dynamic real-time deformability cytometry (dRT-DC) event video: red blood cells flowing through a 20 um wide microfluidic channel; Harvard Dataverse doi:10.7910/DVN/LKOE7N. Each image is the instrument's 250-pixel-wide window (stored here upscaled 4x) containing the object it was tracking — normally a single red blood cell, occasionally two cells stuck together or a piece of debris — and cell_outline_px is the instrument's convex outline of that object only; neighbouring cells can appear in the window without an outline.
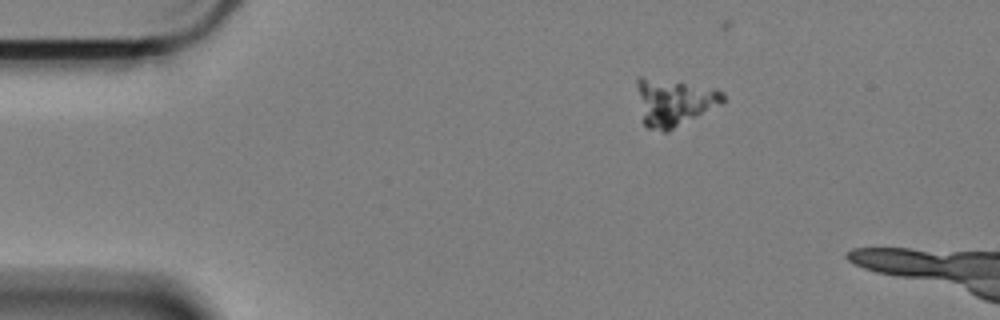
{"species": "Egyptian fruit bat (a non-hibernating species)", "species_latin": "Rousettus aegyptiacus", "temperature_condition": "cold", "stored_images_in_passage": 12, "camera_frame_rate_fps": 3000, "um_per_image_px": 0.085, "animal": {"sex": "female"}, "frame": {"image": 1, "passage_image": 1, "time_ms": 0.0, "image_size_px": [1000, 320], "cell_outline_px": [[728, 100], [724, 104], [668, 132], [664, 132], [648, 128], [644, 124], [636, 88], [636, 76], [644, 76], [680, 80], [716, 88], [724, 92]], "centroid_in_image_um": [57.35, 8.65], "position_along_channel_um": 27.7, "area_um2": 24.8}}
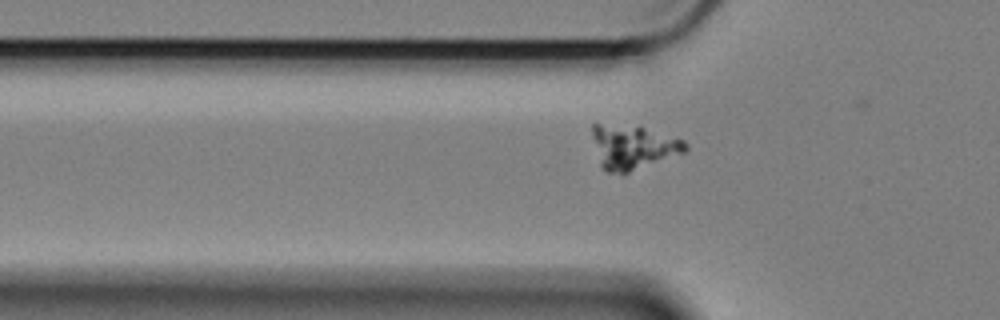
{"frame": {"image": 2, "passage_image": 10, "time_ms": 3.0, "image_size_px": [1000, 320], "cell_outline_px": [[688, 148], [684, 152], [628, 172], [608, 172], [600, 164], [592, 136], [592, 124], [600, 124], [644, 128], [684, 140], [688, 144]], "centroid_in_image_um": [53.79, 12.5], "position_along_channel_um": 72.0, "area_um2": 23.06}}